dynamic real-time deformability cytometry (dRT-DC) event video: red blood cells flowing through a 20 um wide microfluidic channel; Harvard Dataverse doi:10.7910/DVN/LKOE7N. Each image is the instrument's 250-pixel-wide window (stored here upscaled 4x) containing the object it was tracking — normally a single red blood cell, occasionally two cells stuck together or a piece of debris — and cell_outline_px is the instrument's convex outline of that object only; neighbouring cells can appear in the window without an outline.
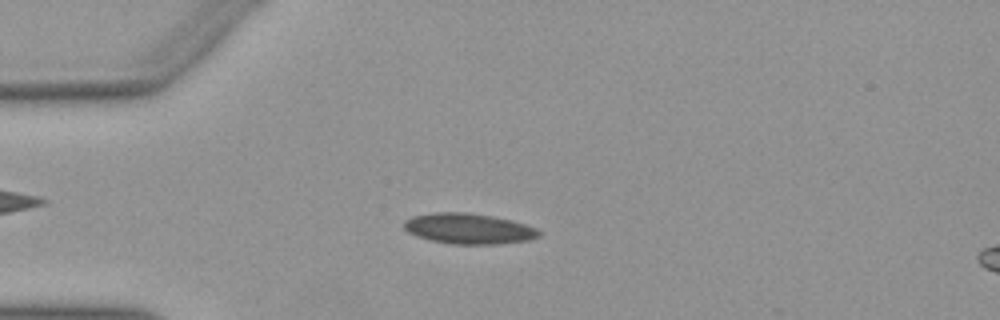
{"species": "Egyptian fruit bat (a non-hibernating species)", "species_latin": "Rousettus aegyptiacus", "temperature_condition": "warm", "stored_images_in_passage": 49, "camera_frame_rate_fps": 3000, "um_per_image_px": 0.085, "animal": {"sex": "female"}, "frame": {"image": 1, "passage_image": 13, "time_ms": 4.0, "image_size_px": [1000, 320], "cell_outline_px": [[540, 236], [528, 240], [500, 244], [452, 244], [432, 240], [416, 236], [408, 232], [404, 228], [404, 220], [412, 216], [432, 212], [468, 212], [492, 216], [512, 220], [536, 228], [540, 232]], "centroid_in_image_um": [39.82, 19.43], "position_along_channel_um": 45.2, "area_um2": 24.1}}
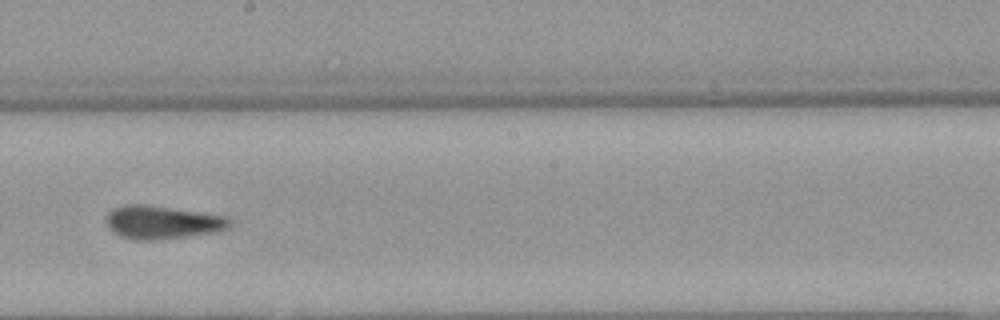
{"frame": {"image": 2, "passage_image": 29, "time_ms": 9.333, "image_size_px": [1000, 320], "cell_outline_px": [[232, 224], [228, 228], [220, 232], [160, 240], [132, 240], [120, 236], [112, 232], [108, 228], [104, 220], [104, 216], [112, 208], [124, 204], [144, 204], [228, 216], [232, 220]], "centroid_in_image_um": [13.77, 18.9], "position_along_channel_um": 234.4, "area_um2": 24.62}}
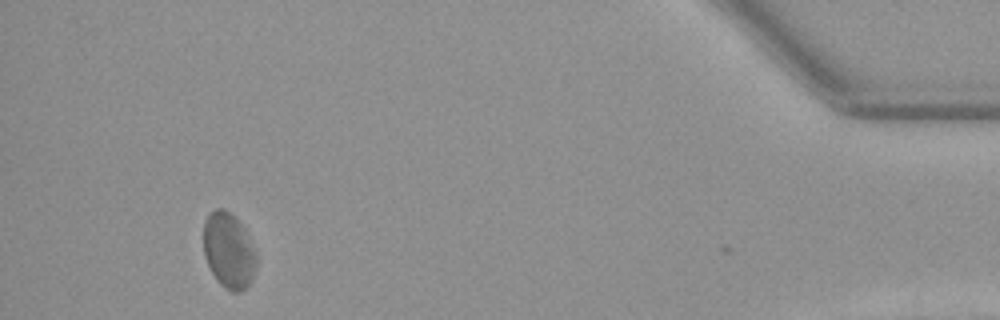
{"frame": {"image": 3, "passage_image": 48, "time_ms": 15.667, "image_size_px": [1000, 320], "cell_outline_px": [[256, 268], [252, 280], [248, 288], [240, 292], [232, 292], [224, 288], [216, 280], [204, 256], [204, 220], [208, 212], [216, 208], [224, 208], [244, 228], [256, 252]], "centroid_in_image_um": [19.44, 21.33], "position_along_channel_um": 415.8, "area_um2": 23.47}, "authors_computed_cell_mechanics": {"area_um2": 23.1778, "velocity_mm_per_s": 3.9426, "shape_relaxation_time_tau1_ms": null, "shape_relaxation_time_tau2_ms": 2.231, "deformation_change_tau1": null, "deformation_change_tau2": 0.0744}}